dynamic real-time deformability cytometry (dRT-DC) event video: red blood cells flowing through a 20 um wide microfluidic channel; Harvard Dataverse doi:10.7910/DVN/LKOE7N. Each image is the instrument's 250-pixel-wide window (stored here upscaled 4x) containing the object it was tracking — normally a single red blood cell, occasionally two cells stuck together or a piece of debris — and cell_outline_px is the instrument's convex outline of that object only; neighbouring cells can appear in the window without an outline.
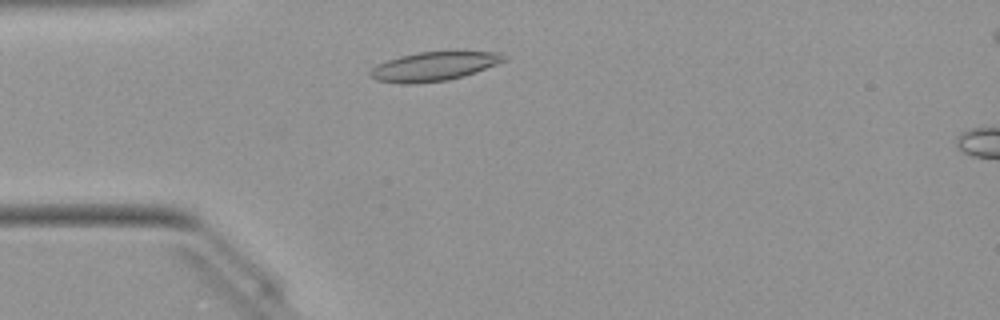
{"species": "Egyptian fruit bat (a non-hibernating species)", "species_latin": "Rousettus aegyptiacus", "temperature_condition": "warm", "stored_images_in_passage": 43, "camera_frame_rate_fps": 3000, "um_per_image_px": 0.085, "animal": {"sex": "female"}, "frame": {"image": 1, "passage_image": 6, "time_ms": 1.667, "image_size_px": [1000, 320], "cell_outline_px": [[508, 60], [464, 76], [448, 80], [412, 84], [400, 84], [376, 80], [368, 76], [368, 72], [372, 68], [388, 60], [400, 56], [420, 52], [500, 52], [508, 56]], "centroid_in_image_um": [36.89, 5.65], "position_along_channel_um": 48.1, "area_um2": 22.54}}
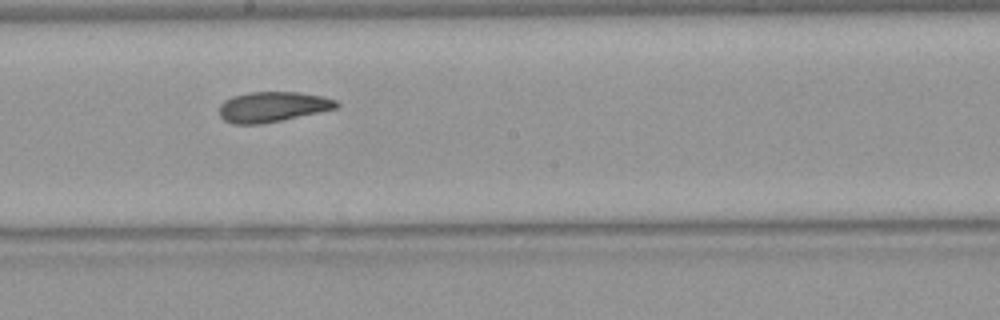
{"frame": {"image": 2, "passage_image": 20, "time_ms": 6.333, "image_size_px": [1000, 320], "cell_outline_px": [[340, 104], [336, 108], [280, 120], [260, 124], [232, 124], [224, 120], [220, 116], [220, 104], [224, 100], [232, 96], [248, 92], [296, 92], [324, 96], [336, 100]], "centroid_in_image_um": [23.14, 9.07], "position_along_channel_um": 225.1, "area_um2": 20.52}}
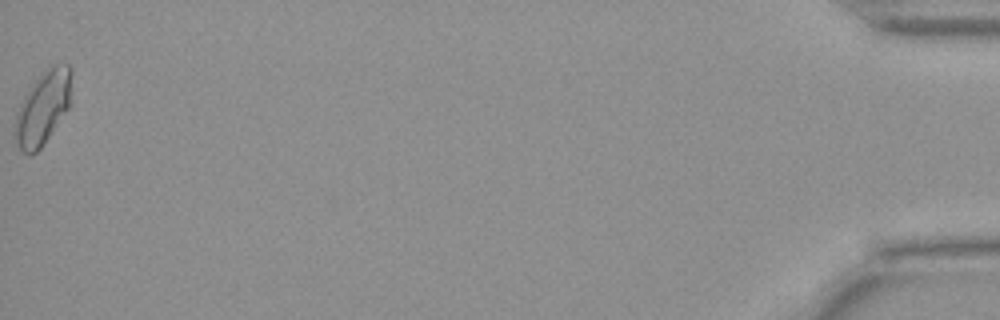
{"frame": {"image": 3, "passage_image": 43, "time_ms": 14.0, "image_size_px": [1000, 320], "cell_outline_px": [[72, 104], [40, 148], [36, 152], [28, 156], [20, 152], [16, 144], [12, 132], [16, 112], [28, 88], [52, 64], [68, 64], [72, 68]], "centroid_in_image_um": [3.65, 9.19], "position_along_channel_um": 431.6, "area_um2": 24.85}, "authors_computed_cell_mechanics": {"area_um2": 20.808, "velocity_mm_per_s": 4.0557, "shape_relaxation_time_tau1_ms": 4.8961, "shape_relaxation_time_tau2_ms": 3.2031, "deformation_change_tau1": 0.1603, "deformation_change_tau2": 0.1017}}